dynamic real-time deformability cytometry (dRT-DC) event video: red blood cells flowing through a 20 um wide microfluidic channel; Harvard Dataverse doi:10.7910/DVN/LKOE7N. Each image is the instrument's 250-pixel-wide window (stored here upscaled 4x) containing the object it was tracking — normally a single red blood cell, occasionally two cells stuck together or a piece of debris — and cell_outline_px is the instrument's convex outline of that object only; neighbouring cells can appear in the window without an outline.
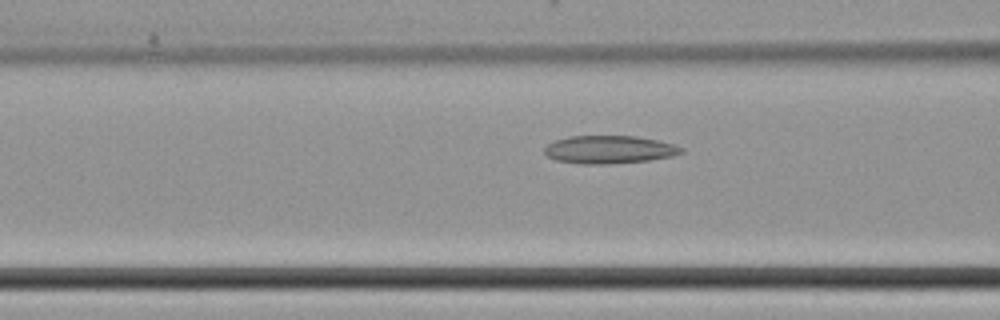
{"species": "common noctule bat (a hibernating species)", "species_latin": "Nyctalus noctula", "temperature_condition": "cold", "stored_images_in_passage": 51, "camera_frame_rate_fps": 3000, "um_per_image_px": 0.085, "animal": {"sex": "female", "body_mass_g": 22.7, "forearm_length_mm": 54.2}, "frame": {"image": 1, "passage_image": 21, "time_ms": 6.667, "image_size_px": [1000, 320], "cell_outline_px": [[684, 152], [672, 156], [648, 160], [608, 164], [580, 164], [556, 160], [548, 156], [544, 152], [544, 148], [548, 144], [556, 140], [568, 136], [636, 136], [656, 140], [672, 144], [684, 148]], "centroid_in_image_um": [51.77, 12.71], "position_along_channel_um": 114.8, "area_um2": 22.2}}
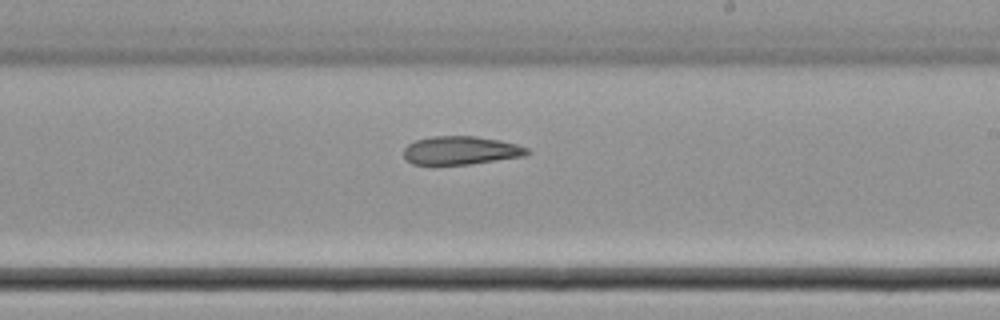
{"frame": {"image": 2, "passage_image": 31, "time_ms": 10.0, "image_size_px": [1000, 320], "cell_outline_px": [[532, 152], [524, 156], [472, 164], [432, 168], [412, 164], [404, 156], [404, 148], [408, 144], [416, 140], [432, 136], [476, 136], [500, 140], [516, 144], [528, 148]], "centroid_in_image_um": [39.12, 12.83], "position_along_channel_um": 249.9, "area_um2": 21.27}}
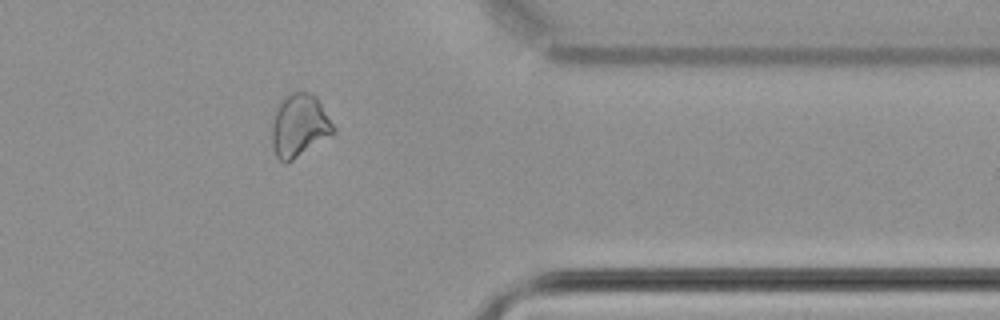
{"frame": {"image": 3, "passage_image": 42, "time_ms": 13.667, "image_size_px": [1000, 320], "cell_outline_px": [[336, 132], [332, 136], [292, 160], [284, 164], [276, 156], [272, 144], [272, 120], [276, 108], [284, 96], [292, 92], [308, 92], [316, 96], [336, 128]], "centroid_in_image_um": [25.45, 10.68], "position_along_channel_um": 385.9, "area_um2": 22.72}}